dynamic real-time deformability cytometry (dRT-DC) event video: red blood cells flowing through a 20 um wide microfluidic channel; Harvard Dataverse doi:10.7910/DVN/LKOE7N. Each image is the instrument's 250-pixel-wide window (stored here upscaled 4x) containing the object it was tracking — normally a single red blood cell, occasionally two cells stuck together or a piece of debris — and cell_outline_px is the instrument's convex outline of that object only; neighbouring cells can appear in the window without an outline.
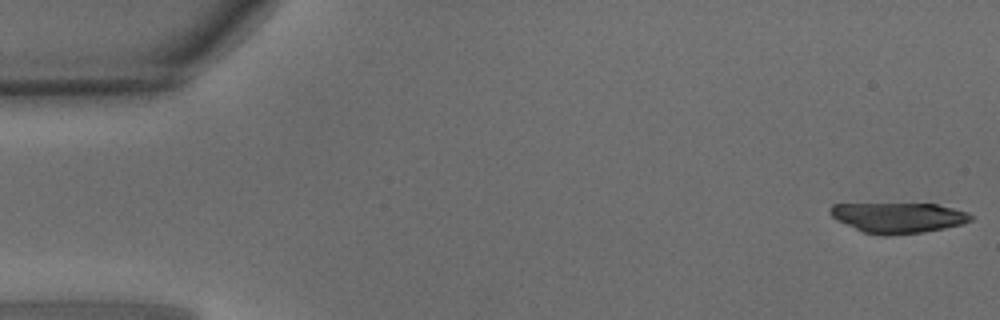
{"species": "common noctule bat (a hibernating species)", "species_latin": "Nyctalus noctula", "temperature_condition": "warm", "stored_images_in_passage": 1, "camera_frame_rate_fps": 3000, "um_per_image_px": 0.085, "animal": {"sex": "male", "body_mass_g": 15.6}, "frame": {"image": 1, "passage_image": 1, "time_ms": 0.0, "image_size_px": [1000, 320], "cell_outline_px": [[972, 220], [964, 224], [924, 232], [892, 236], [880, 236], [864, 232], [836, 220], [828, 212], [828, 208], [832, 204], [936, 204], [968, 212], [972, 216]], "centroid_in_image_um": [76.34, 18.51], "position_along_channel_um": 8.7, "area_um2": 25.03}}